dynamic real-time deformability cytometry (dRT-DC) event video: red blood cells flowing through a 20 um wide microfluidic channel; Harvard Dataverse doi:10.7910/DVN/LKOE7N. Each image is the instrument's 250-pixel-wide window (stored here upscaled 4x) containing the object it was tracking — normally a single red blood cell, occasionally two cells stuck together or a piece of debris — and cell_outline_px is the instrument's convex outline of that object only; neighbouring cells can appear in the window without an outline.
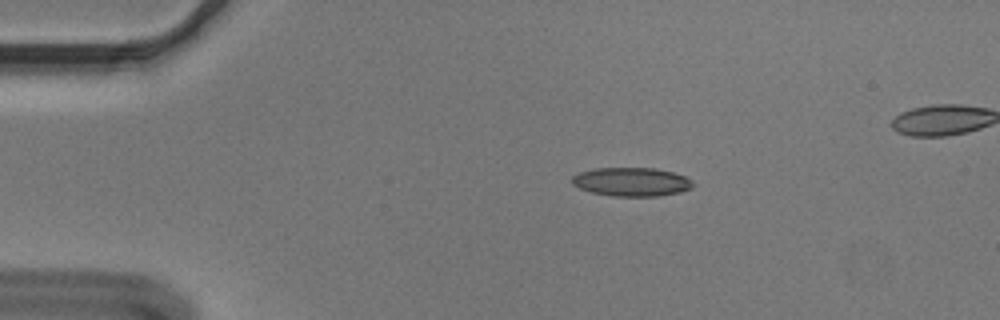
{"species": "Egyptian fruit bat (a non-hibernating species)", "species_latin": "Rousettus aegyptiacus", "temperature_condition": "cold", "stored_images_in_passage": 44, "camera_frame_rate_fps": 3000, "um_per_image_px": 0.085, "animal": {"sex": "male"}, "frame": {"image": 1, "passage_image": 1, "time_ms": 0.0, "image_size_px": [1000, 320], "cell_outline_px": [[696, 184], [692, 188], [680, 192], [656, 196], [612, 196], [592, 192], [580, 188], [572, 184], [572, 176], [580, 172], [592, 168], [656, 168], [672, 172], [684, 176], [692, 180]], "centroid_in_image_um": [53.7, 15.45], "position_along_channel_um": 31.3, "area_um2": 20.29}}
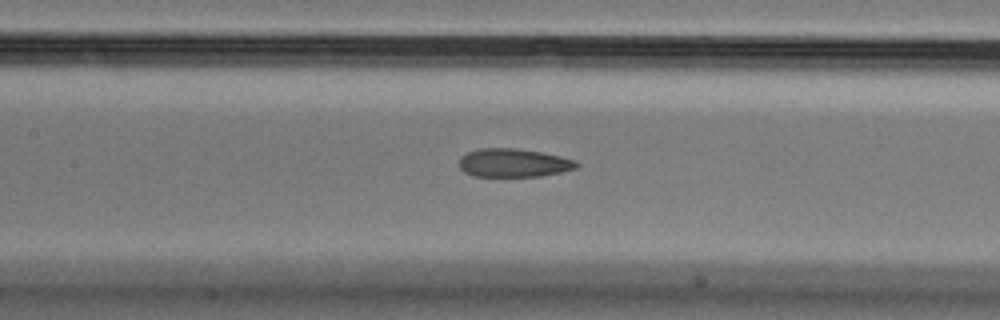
{"frame": {"image": 2, "passage_image": 16, "time_ms": 5.0, "image_size_px": [1000, 320], "cell_outline_px": [[580, 164], [576, 168], [560, 172], [540, 176], [472, 176], [464, 172], [460, 168], [460, 156], [468, 152], [480, 148], [516, 148], [540, 152], [560, 156], [576, 160]], "centroid_in_image_um": [43.64, 13.84], "position_along_channel_um": 163.8, "area_um2": 19.42}}
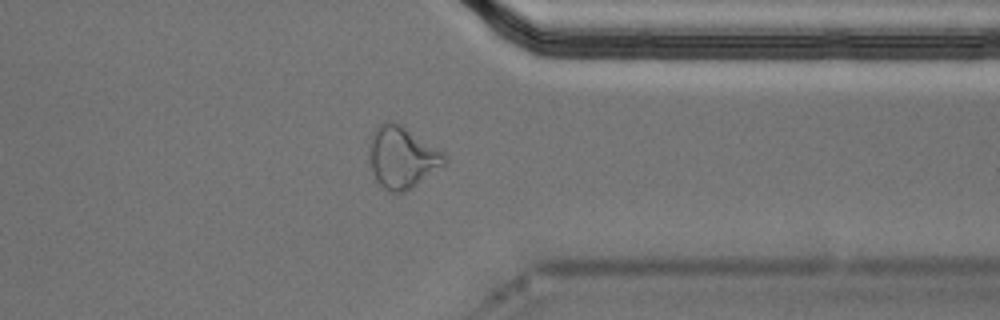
{"frame": {"image": 3, "passage_image": 34, "time_ms": 11.0, "image_size_px": [1000, 320], "cell_outline_px": [[448, 164], [404, 192], [388, 192], [376, 180], [372, 172], [368, 156], [368, 144], [372, 132], [384, 120], [392, 120], [400, 124], [444, 152], [448, 156]], "centroid_in_image_um": [34.17, 13.36], "position_along_channel_um": 377.2, "area_um2": 27.51}, "authors_computed_cell_mechanics": {"area_um2": 20.8369, "velocity_mm_per_s": 3.6287, "shape_relaxation_time_tau1_ms": null, "shape_relaxation_time_tau2_ms": 2.5795, "deformation_change_tau1": null, "deformation_change_tau2": 0.0977}}